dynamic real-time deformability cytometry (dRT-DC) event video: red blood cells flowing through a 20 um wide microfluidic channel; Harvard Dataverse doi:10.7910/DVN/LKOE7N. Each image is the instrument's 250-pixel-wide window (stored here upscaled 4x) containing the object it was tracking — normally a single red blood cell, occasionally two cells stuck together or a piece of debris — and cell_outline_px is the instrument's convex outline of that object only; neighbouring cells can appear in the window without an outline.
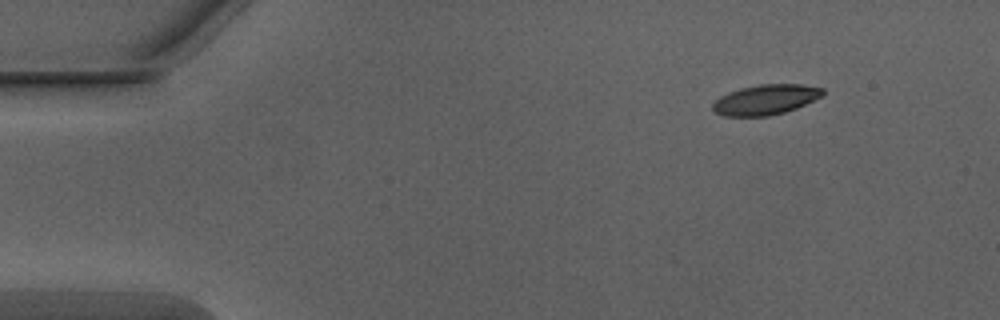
{"species": "Egyptian fruit bat (a non-hibernating species)", "species_latin": "Rousettus aegyptiacus", "temperature_condition": "warm", "stored_images_in_passage": 44, "camera_frame_rate_fps": 3000, "um_per_image_px": 0.085, "animal": {"sex": "male"}, "frame": {"image": 1, "passage_image": 1, "time_ms": 0.0, "image_size_px": [1000, 320], "cell_outline_px": [[824, 96], [796, 108], [784, 112], [768, 116], [724, 116], [716, 112], [712, 108], [712, 104], [720, 96], [728, 92], [740, 88], [760, 84], [800, 84], [824, 88]], "centroid_in_image_um": [65.09, 8.46], "position_along_channel_um": 19.9, "area_um2": 19.36}}
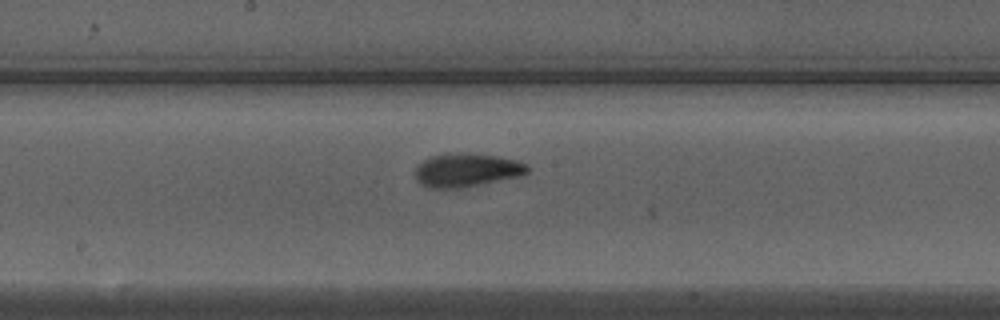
{"frame": {"image": 2, "passage_image": 22, "time_ms": 7.0, "image_size_px": [1000, 320], "cell_outline_px": [[532, 168], [528, 172], [520, 176], [460, 188], [428, 188], [420, 184], [416, 180], [412, 172], [416, 164], [432, 156], [496, 156], [516, 160], [528, 164]], "centroid_in_image_um": [39.64, 14.52], "position_along_channel_um": 208.6, "area_um2": 21.27}}
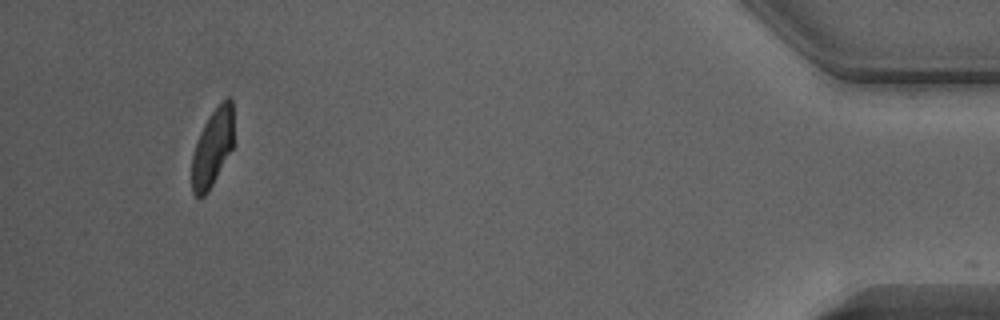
{"frame": {"image": 3, "passage_image": 43, "time_ms": 14.0, "image_size_px": [1000, 320], "cell_outline_px": [[232, 148], [208, 192], [204, 196], [196, 196], [192, 192], [192, 156], [200, 132], [208, 116], [228, 96], [232, 100]], "centroid_in_image_um": [18.04, 12.57], "position_along_channel_um": 417.2, "area_um2": 18.38}}